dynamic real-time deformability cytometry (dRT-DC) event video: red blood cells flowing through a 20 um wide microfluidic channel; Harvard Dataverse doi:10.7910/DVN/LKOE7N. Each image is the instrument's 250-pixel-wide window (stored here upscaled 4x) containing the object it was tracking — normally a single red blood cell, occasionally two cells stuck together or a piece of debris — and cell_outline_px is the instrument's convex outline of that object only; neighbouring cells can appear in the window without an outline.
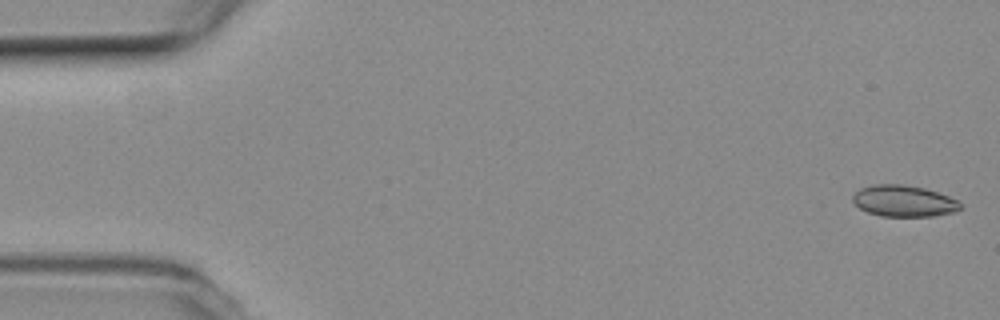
{"species": "common noctule bat (a hibernating species)", "species_latin": "Nyctalus noctula", "temperature_condition": "room temperature", "stored_images_in_passage": 24, "camera_frame_rate_fps": 3000, "um_per_image_px": 0.085, "animal": {"sex": "female", "body_mass_g": 19.3, "forearm_length_mm": 54.1}, "frame": {"image": 1, "passage_image": 1, "time_ms": 0.0, "image_size_px": [1000, 320], "cell_outline_px": [[964, 208], [952, 212], [932, 216], [880, 216], [868, 212], [860, 208], [852, 200], [852, 196], [860, 188], [876, 184], [904, 184], [924, 188], [948, 196], [956, 200]], "centroid_in_image_um": [76.81, 17.08], "position_along_channel_um": 8.2, "area_um2": 19.54}}
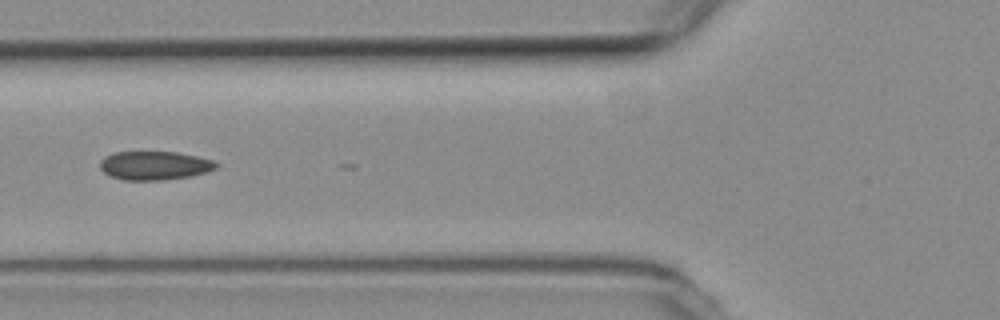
{"frame": {"image": 2, "passage_image": 20, "time_ms": 6.333, "image_size_px": [1000, 320], "cell_outline_px": [[220, 164], [216, 168], [208, 172], [192, 176], [164, 180], [124, 180], [112, 176], [104, 172], [100, 168], [100, 160], [104, 156], [112, 152], [176, 152], [196, 156], [212, 160]], "centroid_in_image_um": [13.15, 14.07], "position_along_channel_um": 112.7, "area_um2": 19.54}}
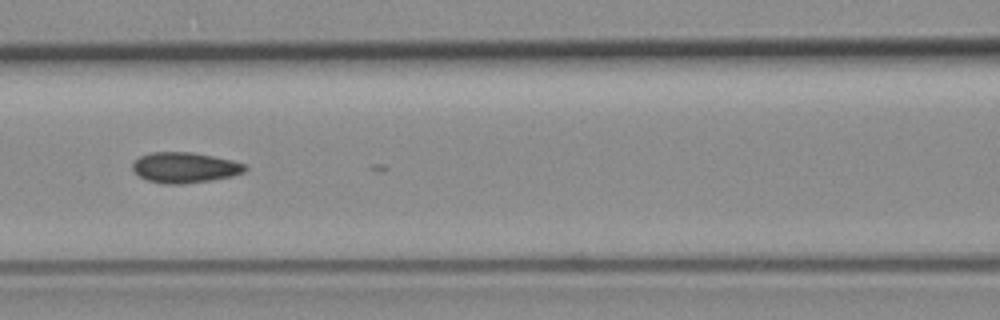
{"frame": {"image": 3, "passage_image": 23, "time_ms": 7.333, "image_size_px": [1000, 320], "cell_outline_px": [[248, 168], [244, 172], [232, 176], [212, 180], [184, 184], [164, 184], [148, 180], [140, 176], [132, 168], [132, 164], [140, 156], [152, 152], [192, 152], [232, 160], [248, 164]], "centroid_in_image_um": [15.75, 14.24], "position_along_channel_um": 150.9, "area_um2": 20.06}}